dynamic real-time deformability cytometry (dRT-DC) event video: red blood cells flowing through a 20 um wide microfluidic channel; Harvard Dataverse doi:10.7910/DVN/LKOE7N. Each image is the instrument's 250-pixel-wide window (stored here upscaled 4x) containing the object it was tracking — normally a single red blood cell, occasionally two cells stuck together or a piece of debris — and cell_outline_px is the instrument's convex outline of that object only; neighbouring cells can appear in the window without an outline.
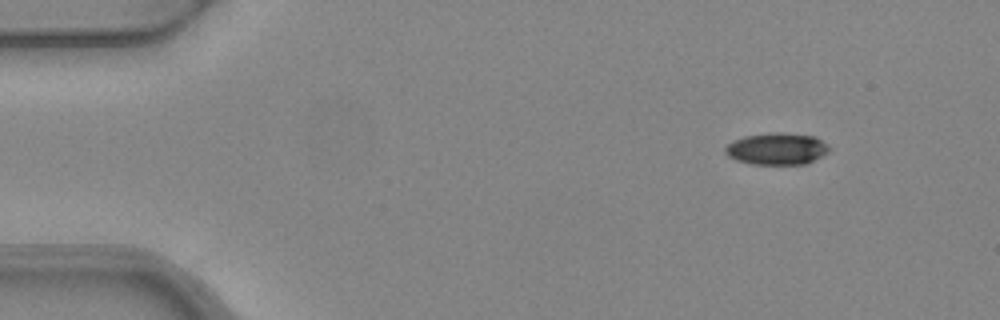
{"species": "common noctule bat (a hibernating species)", "species_latin": "Nyctalus noctula", "temperature_condition": "warm", "stored_images_in_passage": 3, "camera_frame_rate_fps": 3000, "um_per_image_px": 0.085, "animal": {"sex": "female", "body_mass_g": 24.6, "forearm_length_mm": 56.2}, "frame": {"image": 1, "passage_image": 1, "time_ms": 0.0, "image_size_px": [1000, 320], "cell_outline_px": [[828, 152], [804, 164], [752, 164], [736, 160], [728, 156], [724, 152], [724, 148], [732, 140], [744, 136], [772, 132], [784, 132], [816, 136], [828, 144]], "centroid_in_image_um": [66.0, 12.63], "position_along_channel_um": 19.0, "area_um2": 19.36}}
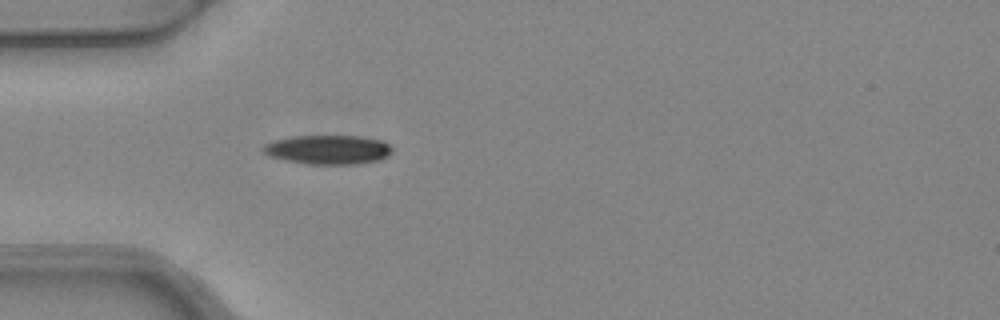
{"frame": {"image": 2, "passage_image": 3, "time_ms": 0.667, "image_size_px": [1000, 320], "cell_outline_px": [[392, 152], [388, 156], [380, 160], [352, 164], [308, 164], [284, 160], [268, 156], [260, 148], [264, 144], [276, 140], [292, 136], [360, 136], [384, 140], [392, 148]], "centroid_in_image_um": [27.89, 12.72], "position_along_channel_um": 57.1, "area_um2": 22.08}}